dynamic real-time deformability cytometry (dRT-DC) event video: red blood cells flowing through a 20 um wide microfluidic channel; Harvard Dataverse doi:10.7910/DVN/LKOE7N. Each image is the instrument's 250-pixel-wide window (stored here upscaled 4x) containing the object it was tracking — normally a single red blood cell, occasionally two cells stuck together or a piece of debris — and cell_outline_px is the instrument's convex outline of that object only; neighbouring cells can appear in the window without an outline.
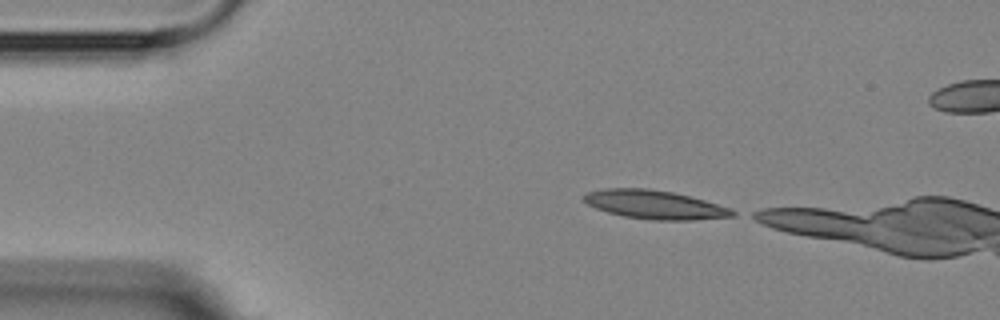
{"species": "Egyptian fruit bat (a non-hibernating species)", "species_latin": "Rousettus aegyptiacus", "temperature_condition": "room temperature", "stored_images_in_passage": 5, "segment_of_instrument_passage": [1, 2], "camera_frame_rate_fps": 3000, "um_per_image_px": 0.085, "animal": {"sex": "female"}, "frame": {"image": 1, "passage_image": 1, "time_ms": 0.0, "image_size_px": [1000, 320], "cell_outline_px": [[736, 216], [688, 220], [656, 220], [624, 216], [608, 212], [596, 208], [588, 204], [580, 196], [588, 192], [604, 188], [648, 188], [672, 192], [704, 200], [728, 208], [736, 212]], "centroid_in_image_um": [55.61, 17.39], "position_along_channel_um": 29.4, "area_um2": 24.57}}
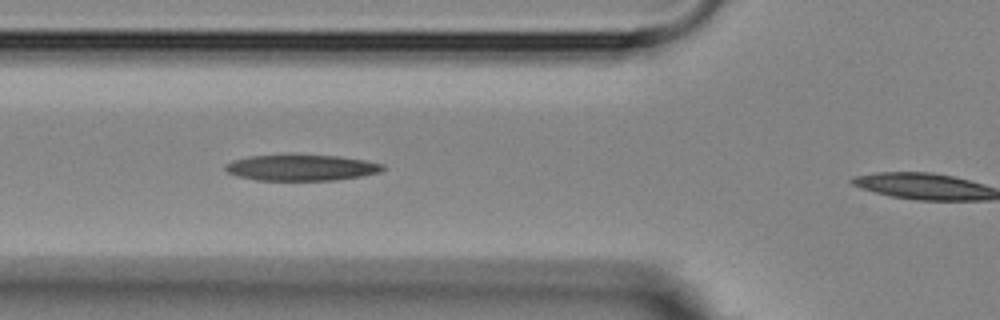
{"frame": {"image": 2, "passage_image": 4, "time_ms": 3.333, "image_size_px": [1000, 320], "cell_outline_px": [[384, 168], [380, 172], [360, 176], [336, 180], [256, 180], [236, 176], [228, 172], [224, 168], [224, 164], [232, 160], [248, 156], [340, 156], [364, 160], [384, 164]], "centroid_in_image_um": [25.59, 14.26], "position_along_channel_um": 100.2, "area_um2": 23.52}}